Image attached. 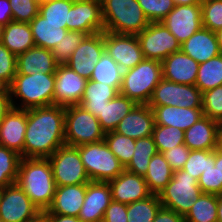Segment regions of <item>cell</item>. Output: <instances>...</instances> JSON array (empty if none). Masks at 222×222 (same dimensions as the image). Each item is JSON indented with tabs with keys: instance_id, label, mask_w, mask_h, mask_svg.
Here are the masks:
<instances>
[{
	"instance_id": "f35d334b",
	"label": "cell",
	"mask_w": 222,
	"mask_h": 222,
	"mask_svg": "<svg viewBox=\"0 0 222 222\" xmlns=\"http://www.w3.org/2000/svg\"><path fill=\"white\" fill-rule=\"evenodd\" d=\"M20 160V154L0 146V186L16 183Z\"/></svg>"
},
{
	"instance_id": "9a60e30c",
	"label": "cell",
	"mask_w": 222,
	"mask_h": 222,
	"mask_svg": "<svg viewBox=\"0 0 222 222\" xmlns=\"http://www.w3.org/2000/svg\"><path fill=\"white\" fill-rule=\"evenodd\" d=\"M104 52V31L87 35L70 56L66 65L80 76L90 80L95 65Z\"/></svg>"
},
{
	"instance_id": "5bb4252c",
	"label": "cell",
	"mask_w": 222,
	"mask_h": 222,
	"mask_svg": "<svg viewBox=\"0 0 222 222\" xmlns=\"http://www.w3.org/2000/svg\"><path fill=\"white\" fill-rule=\"evenodd\" d=\"M40 212L27 194L17 184L4 187L0 202V219L4 222H26Z\"/></svg>"
},
{
	"instance_id": "5b68a950",
	"label": "cell",
	"mask_w": 222,
	"mask_h": 222,
	"mask_svg": "<svg viewBox=\"0 0 222 222\" xmlns=\"http://www.w3.org/2000/svg\"><path fill=\"white\" fill-rule=\"evenodd\" d=\"M162 79L161 62L144 58L134 68L123 71L119 93L137 104H148L154 88Z\"/></svg>"
},
{
	"instance_id": "c3c4849f",
	"label": "cell",
	"mask_w": 222,
	"mask_h": 222,
	"mask_svg": "<svg viewBox=\"0 0 222 222\" xmlns=\"http://www.w3.org/2000/svg\"><path fill=\"white\" fill-rule=\"evenodd\" d=\"M17 56L11 53L0 42V79L3 80L8 86L14 80L17 74Z\"/></svg>"
},
{
	"instance_id": "e575fe53",
	"label": "cell",
	"mask_w": 222,
	"mask_h": 222,
	"mask_svg": "<svg viewBox=\"0 0 222 222\" xmlns=\"http://www.w3.org/2000/svg\"><path fill=\"white\" fill-rule=\"evenodd\" d=\"M195 86L202 93L222 86V53L199 64Z\"/></svg>"
},
{
	"instance_id": "f546056e",
	"label": "cell",
	"mask_w": 222,
	"mask_h": 222,
	"mask_svg": "<svg viewBox=\"0 0 222 222\" xmlns=\"http://www.w3.org/2000/svg\"><path fill=\"white\" fill-rule=\"evenodd\" d=\"M118 93L114 87L108 84L88 80L79 105L98 119L106 104Z\"/></svg>"
},
{
	"instance_id": "6da1fadb",
	"label": "cell",
	"mask_w": 222,
	"mask_h": 222,
	"mask_svg": "<svg viewBox=\"0 0 222 222\" xmlns=\"http://www.w3.org/2000/svg\"><path fill=\"white\" fill-rule=\"evenodd\" d=\"M64 123V106L27 109L23 158H48L65 145Z\"/></svg>"
},
{
	"instance_id": "74e56055",
	"label": "cell",
	"mask_w": 222,
	"mask_h": 222,
	"mask_svg": "<svg viewBox=\"0 0 222 222\" xmlns=\"http://www.w3.org/2000/svg\"><path fill=\"white\" fill-rule=\"evenodd\" d=\"M105 143L110 151L117 157L119 162L125 167L130 161L135 151V139L115 131L105 133Z\"/></svg>"
},
{
	"instance_id": "680465c9",
	"label": "cell",
	"mask_w": 222,
	"mask_h": 222,
	"mask_svg": "<svg viewBox=\"0 0 222 222\" xmlns=\"http://www.w3.org/2000/svg\"><path fill=\"white\" fill-rule=\"evenodd\" d=\"M26 222H49V220L47 214L44 211H40L35 217Z\"/></svg>"
},
{
	"instance_id": "30bf717a",
	"label": "cell",
	"mask_w": 222,
	"mask_h": 222,
	"mask_svg": "<svg viewBox=\"0 0 222 222\" xmlns=\"http://www.w3.org/2000/svg\"><path fill=\"white\" fill-rule=\"evenodd\" d=\"M165 105L202 108V92L195 85H184L162 79L154 88L148 106Z\"/></svg>"
},
{
	"instance_id": "60d3db41",
	"label": "cell",
	"mask_w": 222,
	"mask_h": 222,
	"mask_svg": "<svg viewBox=\"0 0 222 222\" xmlns=\"http://www.w3.org/2000/svg\"><path fill=\"white\" fill-rule=\"evenodd\" d=\"M211 164H215V150H191L182 170L198 180Z\"/></svg>"
},
{
	"instance_id": "94428289",
	"label": "cell",
	"mask_w": 222,
	"mask_h": 222,
	"mask_svg": "<svg viewBox=\"0 0 222 222\" xmlns=\"http://www.w3.org/2000/svg\"><path fill=\"white\" fill-rule=\"evenodd\" d=\"M217 222H222V194L218 195Z\"/></svg>"
},
{
	"instance_id": "2e32d148",
	"label": "cell",
	"mask_w": 222,
	"mask_h": 222,
	"mask_svg": "<svg viewBox=\"0 0 222 222\" xmlns=\"http://www.w3.org/2000/svg\"><path fill=\"white\" fill-rule=\"evenodd\" d=\"M68 31H81L87 35L104 31L102 4L97 1L73 0L69 11Z\"/></svg>"
},
{
	"instance_id": "484cf974",
	"label": "cell",
	"mask_w": 222,
	"mask_h": 222,
	"mask_svg": "<svg viewBox=\"0 0 222 222\" xmlns=\"http://www.w3.org/2000/svg\"><path fill=\"white\" fill-rule=\"evenodd\" d=\"M155 125L173 126L182 131L189 129L203 116L202 108H182L178 106L150 107Z\"/></svg>"
},
{
	"instance_id": "44dd1931",
	"label": "cell",
	"mask_w": 222,
	"mask_h": 222,
	"mask_svg": "<svg viewBox=\"0 0 222 222\" xmlns=\"http://www.w3.org/2000/svg\"><path fill=\"white\" fill-rule=\"evenodd\" d=\"M161 64L163 79L184 85H195L199 63L182 50L170 54Z\"/></svg>"
},
{
	"instance_id": "e7e4bbea",
	"label": "cell",
	"mask_w": 222,
	"mask_h": 222,
	"mask_svg": "<svg viewBox=\"0 0 222 222\" xmlns=\"http://www.w3.org/2000/svg\"><path fill=\"white\" fill-rule=\"evenodd\" d=\"M8 85L0 79V94L5 93L8 90Z\"/></svg>"
},
{
	"instance_id": "603a6c76",
	"label": "cell",
	"mask_w": 222,
	"mask_h": 222,
	"mask_svg": "<svg viewBox=\"0 0 222 222\" xmlns=\"http://www.w3.org/2000/svg\"><path fill=\"white\" fill-rule=\"evenodd\" d=\"M220 122L203 115L184 131V144L190 150H215Z\"/></svg>"
},
{
	"instance_id": "f907efd6",
	"label": "cell",
	"mask_w": 222,
	"mask_h": 222,
	"mask_svg": "<svg viewBox=\"0 0 222 222\" xmlns=\"http://www.w3.org/2000/svg\"><path fill=\"white\" fill-rule=\"evenodd\" d=\"M190 149L185 145H178L170 150H166L163 152L165 159L170 165L173 171L182 170L185 162L188 159Z\"/></svg>"
},
{
	"instance_id": "836d02e7",
	"label": "cell",
	"mask_w": 222,
	"mask_h": 222,
	"mask_svg": "<svg viewBox=\"0 0 222 222\" xmlns=\"http://www.w3.org/2000/svg\"><path fill=\"white\" fill-rule=\"evenodd\" d=\"M218 195L201 193L184 216L185 222H217Z\"/></svg>"
},
{
	"instance_id": "681fc988",
	"label": "cell",
	"mask_w": 222,
	"mask_h": 222,
	"mask_svg": "<svg viewBox=\"0 0 222 222\" xmlns=\"http://www.w3.org/2000/svg\"><path fill=\"white\" fill-rule=\"evenodd\" d=\"M198 186L202 193L222 194V182H220L219 170L214 164H211L206 171H203L198 179Z\"/></svg>"
},
{
	"instance_id": "4dcf8cb0",
	"label": "cell",
	"mask_w": 222,
	"mask_h": 222,
	"mask_svg": "<svg viewBox=\"0 0 222 222\" xmlns=\"http://www.w3.org/2000/svg\"><path fill=\"white\" fill-rule=\"evenodd\" d=\"M135 101L118 93L104 107L102 114L98 117L102 130L107 133L114 131L117 125L134 107Z\"/></svg>"
},
{
	"instance_id": "d590c367",
	"label": "cell",
	"mask_w": 222,
	"mask_h": 222,
	"mask_svg": "<svg viewBox=\"0 0 222 222\" xmlns=\"http://www.w3.org/2000/svg\"><path fill=\"white\" fill-rule=\"evenodd\" d=\"M122 78L123 70L106 52H104L99 62L95 65L90 80L108 84L119 92L122 85Z\"/></svg>"
},
{
	"instance_id": "e0dca14e",
	"label": "cell",
	"mask_w": 222,
	"mask_h": 222,
	"mask_svg": "<svg viewBox=\"0 0 222 222\" xmlns=\"http://www.w3.org/2000/svg\"><path fill=\"white\" fill-rule=\"evenodd\" d=\"M87 81L66 64L58 65L55 72L54 105L66 107L79 104Z\"/></svg>"
},
{
	"instance_id": "f1b7e54d",
	"label": "cell",
	"mask_w": 222,
	"mask_h": 222,
	"mask_svg": "<svg viewBox=\"0 0 222 222\" xmlns=\"http://www.w3.org/2000/svg\"><path fill=\"white\" fill-rule=\"evenodd\" d=\"M36 47L52 50L67 34V25L53 24L38 14L30 23Z\"/></svg>"
},
{
	"instance_id": "7a4b0ae2",
	"label": "cell",
	"mask_w": 222,
	"mask_h": 222,
	"mask_svg": "<svg viewBox=\"0 0 222 222\" xmlns=\"http://www.w3.org/2000/svg\"><path fill=\"white\" fill-rule=\"evenodd\" d=\"M16 183L40 211L51 206L56 185L48 158H21Z\"/></svg>"
},
{
	"instance_id": "83f0119b",
	"label": "cell",
	"mask_w": 222,
	"mask_h": 222,
	"mask_svg": "<svg viewBox=\"0 0 222 222\" xmlns=\"http://www.w3.org/2000/svg\"><path fill=\"white\" fill-rule=\"evenodd\" d=\"M0 42L16 56L35 47L29 23L13 20L0 28Z\"/></svg>"
},
{
	"instance_id": "03108f58",
	"label": "cell",
	"mask_w": 222,
	"mask_h": 222,
	"mask_svg": "<svg viewBox=\"0 0 222 222\" xmlns=\"http://www.w3.org/2000/svg\"><path fill=\"white\" fill-rule=\"evenodd\" d=\"M53 1H56V0H38L39 4H46Z\"/></svg>"
},
{
	"instance_id": "d6986e66",
	"label": "cell",
	"mask_w": 222,
	"mask_h": 222,
	"mask_svg": "<svg viewBox=\"0 0 222 222\" xmlns=\"http://www.w3.org/2000/svg\"><path fill=\"white\" fill-rule=\"evenodd\" d=\"M111 188L112 200L120 203H133L141 201L152 193L142 176L124 170L116 178L108 181Z\"/></svg>"
},
{
	"instance_id": "3957f363",
	"label": "cell",
	"mask_w": 222,
	"mask_h": 222,
	"mask_svg": "<svg viewBox=\"0 0 222 222\" xmlns=\"http://www.w3.org/2000/svg\"><path fill=\"white\" fill-rule=\"evenodd\" d=\"M55 73L37 72L30 75L16 74L8 89L11 103L17 109H32L54 105ZM14 97L21 98L18 107L14 104Z\"/></svg>"
},
{
	"instance_id": "d6a6232c",
	"label": "cell",
	"mask_w": 222,
	"mask_h": 222,
	"mask_svg": "<svg viewBox=\"0 0 222 222\" xmlns=\"http://www.w3.org/2000/svg\"><path fill=\"white\" fill-rule=\"evenodd\" d=\"M158 152L153 137L148 136L135 140V151L131 161L124 167L126 171L144 177L151 158Z\"/></svg>"
},
{
	"instance_id": "a7ac6f4b",
	"label": "cell",
	"mask_w": 222,
	"mask_h": 222,
	"mask_svg": "<svg viewBox=\"0 0 222 222\" xmlns=\"http://www.w3.org/2000/svg\"><path fill=\"white\" fill-rule=\"evenodd\" d=\"M88 1H97V2H102V0H88Z\"/></svg>"
},
{
	"instance_id": "db71d44e",
	"label": "cell",
	"mask_w": 222,
	"mask_h": 222,
	"mask_svg": "<svg viewBox=\"0 0 222 222\" xmlns=\"http://www.w3.org/2000/svg\"><path fill=\"white\" fill-rule=\"evenodd\" d=\"M9 0H0V28L13 20Z\"/></svg>"
},
{
	"instance_id": "9c48e42d",
	"label": "cell",
	"mask_w": 222,
	"mask_h": 222,
	"mask_svg": "<svg viewBox=\"0 0 222 222\" xmlns=\"http://www.w3.org/2000/svg\"><path fill=\"white\" fill-rule=\"evenodd\" d=\"M48 160L56 187L90 182L77 147L63 145L48 157Z\"/></svg>"
},
{
	"instance_id": "91938a15",
	"label": "cell",
	"mask_w": 222,
	"mask_h": 222,
	"mask_svg": "<svg viewBox=\"0 0 222 222\" xmlns=\"http://www.w3.org/2000/svg\"><path fill=\"white\" fill-rule=\"evenodd\" d=\"M175 5L201 4L203 0H173Z\"/></svg>"
},
{
	"instance_id": "be15d7a7",
	"label": "cell",
	"mask_w": 222,
	"mask_h": 222,
	"mask_svg": "<svg viewBox=\"0 0 222 222\" xmlns=\"http://www.w3.org/2000/svg\"><path fill=\"white\" fill-rule=\"evenodd\" d=\"M215 33H216V36H217V41L219 43V48L222 52V28L218 29Z\"/></svg>"
},
{
	"instance_id": "52a82bcc",
	"label": "cell",
	"mask_w": 222,
	"mask_h": 222,
	"mask_svg": "<svg viewBox=\"0 0 222 222\" xmlns=\"http://www.w3.org/2000/svg\"><path fill=\"white\" fill-rule=\"evenodd\" d=\"M65 145L80 146L104 139L99 120L79 104L65 107Z\"/></svg>"
},
{
	"instance_id": "7c38bea8",
	"label": "cell",
	"mask_w": 222,
	"mask_h": 222,
	"mask_svg": "<svg viewBox=\"0 0 222 222\" xmlns=\"http://www.w3.org/2000/svg\"><path fill=\"white\" fill-rule=\"evenodd\" d=\"M105 52L125 71L144 59L137 35L104 31Z\"/></svg>"
},
{
	"instance_id": "6125c7cd",
	"label": "cell",
	"mask_w": 222,
	"mask_h": 222,
	"mask_svg": "<svg viewBox=\"0 0 222 222\" xmlns=\"http://www.w3.org/2000/svg\"><path fill=\"white\" fill-rule=\"evenodd\" d=\"M216 149L222 152V122L220 123L218 133H217Z\"/></svg>"
},
{
	"instance_id": "f5cc1de1",
	"label": "cell",
	"mask_w": 222,
	"mask_h": 222,
	"mask_svg": "<svg viewBox=\"0 0 222 222\" xmlns=\"http://www.w3.org/2000/svg\"><path fill=\"white\" fill-rule=\"evenodd\" d=\"M153 222H185L184 216L173 210L161 207Z\"/></svg>"
},
{
	"instance_id": "7dc6e473",
	"label": "cell",
	"mask_w": 222,
	"mask_h": 222,
	"mask_svg": "<svg viewBox=\"0 0 222 222\" xmlns=\"http://www.w3.org/2000/svg\"><path fill=\"white\" fill-rule=\"evenodd\" d=\"M13 21L30 23L39 14L38 0H9Z\"/></svg>"
},
{
	"instance_id": "d4e9b609",
	"label": "cell",
	"mask_w": 222,
	"mask_h": 222,
	"mask_svg": "<svg viewBox=\"0 0 222 222\" xmlns=\"http://www.w3.org/2000/svg\"><path fill=\"white\" fill-rule=\"evenodd\" d=\"M85 194L86 184L56 187L53 202L44 212L78 217Z\"/></svg>"
},
{
	"instance_id": "ab89813d",
	"label": "cell",
	"mask_w": 222,
	"mask_h": 222,
	"mask_svg": "<svg viewBox=\"0 0 222 222\" xmlns=\"http://www.w3.org/2000/svg\"><path fill=\"white\" fill-rule=\"evenodd\" d=\"M152 137L160 153L184 144V131L173 126L154 125Z\"/></svg>"
},
{
	"instance_id": "9f6ffc18",
	"label": "cell",
	"mask_w": 222,
	"mask_h": 222,
	"mask_svg": "<svg viewBox=\"0 0 222 222\" xmlns=\"http://www.w3.org/2000/svg\"><path fill=\"white\" fill-rule=\"evenodd\" d=\"M49 222H82L78 217L46 213Z\"/></svg>"
},
{
	"instance_id": "8fae6325",
	"label": "cell",
	"mask_w": 222,
	"mask_h": 222,
	"mask_svg": "<svg viewBox=\"0 0 222 222\" xmlns=\"http://www.w3.org/2000/svg\"><path fill=\"white\" fill-rule=\"evenodd\" d=\"M137 37L145 59L162 62L170 54L181 50V44L161 22H150Z\"/></svg>"
},
{
	"instance_id": "8d00e7d4",
	"label": "cell",
	"mask_w": 222,
	"mask_h": 222,
	"mask_svg": "<svg viewBox=\"0 0 222 222\" xmlns=\"http://www.w3.org/2000/svg\"><path fill=\"white\" fill-rule=\"evenodd\" d=\"M162 207L159 195L152 194L148 198L127 204L128 222H153Z\"/></svg>"
},
{
	"instance_id": "7bdbcfd3",
	"label": "cell",
	"mask_w": 222,
	"mask_h": 222,
	"mask_svg": "<svg viewBox=\"0 0 222 222\" xmlns=\"http://www.w3.org/2000/svg\"><path fill=\"white\" fill-rule=\"evenodd\" d=\"M86 36L87 34L81 31H68L62 41L52 49L56 63L65 65Z\"/></svg>"
},
{
	"instance_id": "ee69618b",
	"label": "cell",
	"mask_w": 222,
	"mask_h": 222,
	"mask_svg": "<svg viewBox=\"0 0 222 222\" xmlns=\"http://www.w3.org/2000/svg\"><path fill=\"white\" fill-rule=\"evenodd\" d=\"M202 113L211 119L222 122V86L202 93Z\"/></svg>"
},
{
	"instance_id": "cb8c5ba5",
	"label": "cell",
	"mask_w": 222,
	"mask_h": 222,
	"mask_svg": "<svg viewBox=\"0 0 222 222\" xmlns=\"http://www.w3.org/2000/svg\"><path fill=\"white\" fill-rule=\"evenodd\" d=\"M181 50L199 64L222 53L216 33L204 27L182 43Z\"/></svg>"
},
{
	"instance_id": "8992f818",
	"label": "cell",
	"mask_w": 222,
	"mask_h": 222,
	"mask_svg": "<svg viewBox=\"0 0 222 222\" xmlns=\"http://www.w3.org/2000/svg\"><path fill=\"white\" fill-rule=\"evenodd\" d=\"M77 148L90 181L108 182L125 170L104 139Z\"/></svg>"
},
{
	"instance_id": "bcb514c9",
	"label": "cell",
	"mask_w": 222,
	"mask_h": 222,
	"mask_svg": "<svg viewBox=\"0 0 222 222\" xmlns=\"http://www.w3.org/2000/svg\"><path fill=\"white\" fill-rule=\"evenodd\" d=\"M150 22H161L175 7L173 0H137Z\"/></svg>"
},
{
	"instance_id": "003e7915",
	"label": "cell",
	"mask_w": 222,
	"mask_h": 222,
	"mask_svg": "<svg viewBox=\"0 0 222 222\" xmlns=\"http://www.w3.org/2000/svg\"><path fill=\"white\" fill-rule=\"evenodd\" d=\"M3 192H4V187L0 186V202L2 201L3 198Z\"/></svg>"
},
{
	"instance_id": "4316f807",
	"label": "cell",
	"mask_w": 222,
	"mask_h": 222,
	"mask_svg": "<svg viewBox=\"0 0 222 222\" xmlns=\"http://www.w3.org/2000/svg\"><path fill=\"white\" fill-rule=\"evenodd\" d=\"M17 74L30 75L37 72L55 73L58 64L52 50L33 47L17 55Z\"/></svg>"
},
{
	"instance_id": "ba28073f",
	"label": "cell",
	"mask_w": 222,
	"mask_h": 222,
	"mask_svg": "<svg viewBox=\"0 0 222 222\" xmlns=\"http://www.w3.org/2000/svg\"><path fill=\"white\" fill-rule=\"evenodd\" d=\"M201 193L196 178L184 170H176L170 182L159 193V199L162 207L185 216Z\"/></svg>"
},
{
	"instance_id": "ffe728a7",
	"label": "cell",
	"mask_w": 222,
	"mask_h": 222,
	"mask_svg": "<svg viewBox=\"0 0 222 222\" xmlns=\"http://www.w3.org/2000/svg\"><path fill=\"white\" fill-rule=\"evenodd\" d=\"M27 127V110L12 107L0 122V146L13 150L23 158Z\"/></svg>"
},
{
	"instance_id": "b9f144b4",
	"label": "cell",
	"mask_w": 222,
	"mask_h": 222,
	"mask_svg": "<svg viewBox=\"0 0 222 222\" xmlns=\"http://www.w3.org/2000/svg\"><path fill=\"white\" fill-rule=\"evenodd\" d=\"M72 4L73 0H56L46 4H40L39 14L42 15L47 22L67 25L66 23H69V11Z\"/></svg>"
},
{
	"instance_id": "277c9868",
	"label": "cell",
	"mask_w": 222,
	"mask_h": 222,
	"mask_svg": "<svg viewBox=\"0 0 222 222\" xmlns=\"http://www.w3.org/2000/svg\"><path fill=\"white\" fill-rule=\"evenodd\" d=\"M104 31L137 35L150 21L137 0H102Z\"/></svg>"
},
{
	"instance_id": "1f68e13d",
	"label": "cell",
	"mask_w": 222,
	"mask_h": 222,
	"mask_svg": "<svg viewBox=\"0 0 222 222\" xmlns=\"http://www.w3.org/2000/svg\"><path fill=\"white\" fill-rule=\"evenodd\" d=\"M173 176V170L163 153L157 152L150 160L144 179L152 194L159 193L166 187Z\"/></svg>"
},
{
	"instance_id": "ac0fdd59",
	"label": "cell",
	"mask_w": 222,
	"mask_h": 222,
	"mask_svg": "<svg viewBox=\"0 0 222 222\" xmlns=\"http://www.w3.org/2000/svg\"><path fill=\"white\" fill-rule=\"evenodd\" d=\"M111 201V188L108 182L90 181L86 184L85 199L78 218L82 222H102Z\"/></svg>"
},
{
	"instance_id": "7402d4cb",
	"label": "cell",
	"mask_w": 222,
	"mask_h": 222,
	"mask_svg": "<svg viewBox=\"0 0 222 222\" xmlns=\"http://www.w3.org/2000/svg\"><path fill=\"white\" fill-rule=\"evenodd\" d=\"M154 116L148 104H137L114 130L132 139L144 138L152 135Z\"/></svg>"
},
{
	"instance_id": "816d5d0a",
	"label": "cell",
	"mask_w": 222,
	"mask_h": 222,
	"mask_svg": "<svg viewBox=\"0 0 222 222\" xmlns=\"http://www.w3.org/2000/svg\"><path fill=\"white\" fill-rule=\"evenodd\" d=\"M102 222H128L127 204L112 200L104 213Z\"/></svg>"
},
{
	"instance_id": "11a10c76",
	"label": "cell",
	"mask_w": 222,
	"mask_h": 222,
	"mask_svg": "<svg viewBox=\"0 0 222 222\" xmlns=\"http://www.w3.org/2000/svg\"><path fill=\"white\" fill-rule=\"evenodd\" d=\"M12 107L11 95L8 89L5 93L0 94V122Z\"/></svg>"
},
{
	"instance_id": "f6af8a7d",
	"label": "cell",
	"mask_w": 222,
	"mask_h": 222,
	"mask_svg": "<svg viewBox=\"0 0 222 222\" xmlns=\"http://www.w3.org/2000/svg\"><path fill=\"white\" fill-rule=\"evenodd\" d=\"M201 8L204 28L214 32L222 28V0H203Z\"/></svg>"
},
{
	"instance_id": "6f0895ef",
	"label": "cell",
	"mask_w": 222,
	"mask_h": 222,
	"mask_svg": "<svg viewBox=\"0 0 222 222\" xmlns=\"http://www.w3.org/2000/svg\"><path fill=\"white\" fill-rule=\"evenodd\" d=\"M214 166L218 168L220 174V182H222V152L215 149V164Z\"/></svg>"
},
{
	"instance_id": "4fadbf2b",
	"label": "cell",
	"mask_w": 222,
	"mask_h": 222,
	"mask_svg": "<svg viewBox=\"0 0 222 222\" xmlns=\"http://www.w3.org/2000/svg\"><path fill=\"white\" fill-rule=\"evenodd\" d=\"M161 23L182 44L203 27L201 4L175 5Z\"/></svg>"
}]
</instances>
